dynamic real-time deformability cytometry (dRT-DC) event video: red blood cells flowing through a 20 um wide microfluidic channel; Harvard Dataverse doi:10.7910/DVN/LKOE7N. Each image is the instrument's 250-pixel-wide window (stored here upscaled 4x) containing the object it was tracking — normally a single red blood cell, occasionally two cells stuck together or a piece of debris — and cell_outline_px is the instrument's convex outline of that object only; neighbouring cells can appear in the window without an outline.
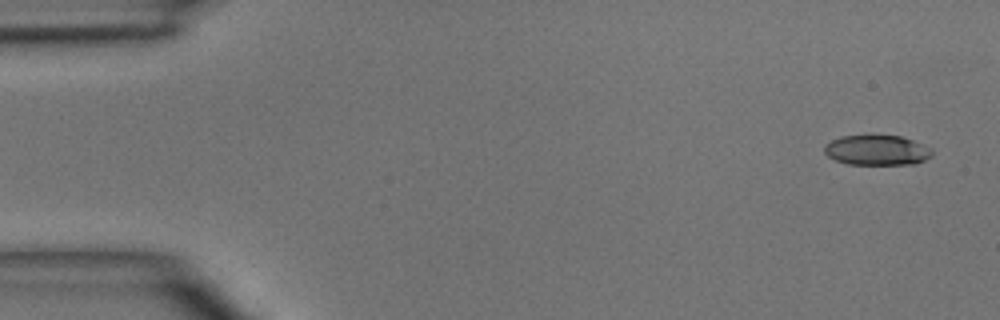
{"species": "common noctule bat (a hibernating species)", "species_latin": "Nyctalus noctula", "temperature_condition": "room temperature", "stored_images_in_passage": 5, "segment_of_instrument_passage": [1, 2], "camera_frame_rate_fps": 3000, "um_per_image_px": 0.085, "animal": {"sex": "male", "body_mass_g": 15.6}, "frame": {"image": 1, "passage_image": 1, "time_ms": 0.0, "image_size_px": [1000, 320], "cell_outline_px": [[932, 156], [916, 164], [848, 164], [836, 160], [828, 156], [824, 152], [824, 144], [840, 136], [900, 136], [912, 140], [932, 148]], "centroid_in_image_um": [74.54, 12.77], "position_along_channel_um": 10.5, "area_um2": 18.79}}
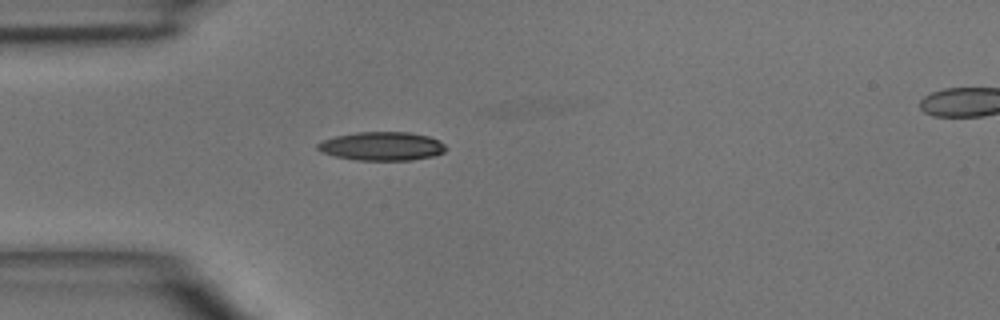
{"frame": {"image": 2, "passage_image": 4, "time_ms": 3.667, "image_size_px": [1000, 320], "cell_outline_px": [[448, 148], [444, 152], [432, 156], [412, 160], [356, 160], [336, 156], [320, 152], [316, 148], [316, 144], [320, 140], [336, 136], [356, 132], [408, 132], [428, 136], [440, 140]], "centroid_in_image_um": [32.44, 12.42], "position_along_channel_um": 52.6, "area_um2": 21.56}}